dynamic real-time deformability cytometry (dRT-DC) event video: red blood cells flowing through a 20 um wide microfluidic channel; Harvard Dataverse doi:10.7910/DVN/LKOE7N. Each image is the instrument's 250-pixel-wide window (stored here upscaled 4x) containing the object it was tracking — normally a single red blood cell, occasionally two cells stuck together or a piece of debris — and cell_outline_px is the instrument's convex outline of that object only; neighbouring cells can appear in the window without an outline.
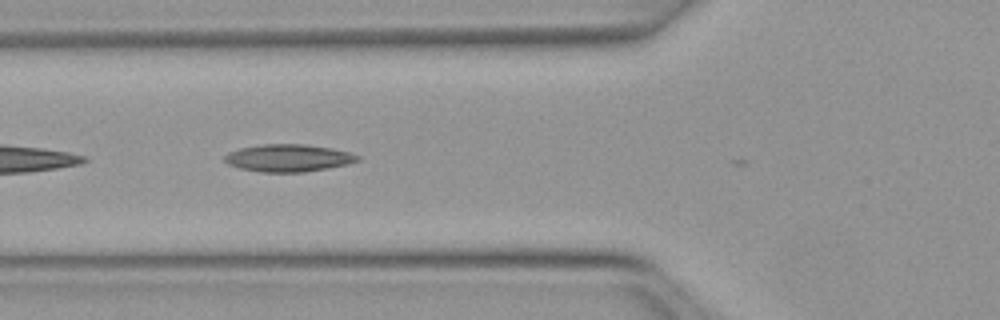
{"species": "Egyptian fruit bat (a non-hibernating species)", "species_latin": "Rousettus aegyptiacus", "temperature_condition": "warm", "stored_images_in_passage": 7, "camera_frame_rate_fps": 3000, "um_per_image_px": 0.085, "animal": {"sex": "female"}, "frame": {"image": 1, "passage_image": 5, "time_ms": 1.333, "image_size_px": [1000, 320], "cell_outline_px": [[360, 160], [348, 164], [304, 172], [260, 172], [240, 168], [228, 164], [224, 160], [224, 156], [228, 152], [240, 148], [260, 144], [304, 144], [332, 148], [348, 152], [360, 156]], "centroid_in_image_um": [24.49, 13.42], "position_along_channel_um": 101.3, "area_um2": 21.21}}